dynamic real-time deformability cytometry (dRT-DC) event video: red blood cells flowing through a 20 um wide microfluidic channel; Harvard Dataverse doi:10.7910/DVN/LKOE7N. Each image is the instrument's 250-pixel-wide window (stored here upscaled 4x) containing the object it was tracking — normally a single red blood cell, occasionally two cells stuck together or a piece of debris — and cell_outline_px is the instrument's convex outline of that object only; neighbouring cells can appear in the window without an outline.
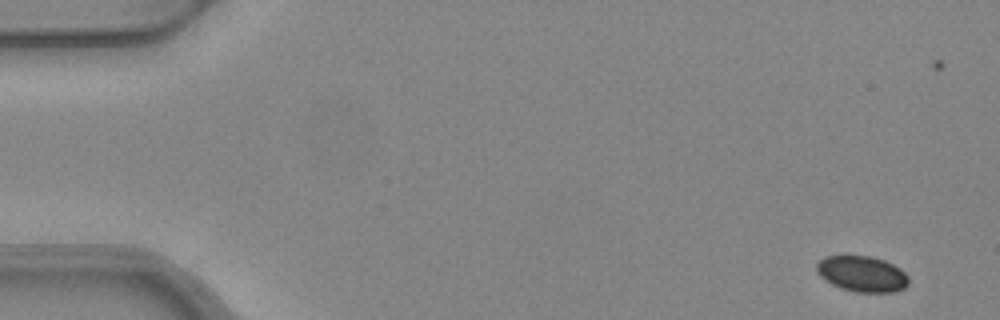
{"species": "common noctule bat (a hibernating species)", "species_latin": "Nyctalus noctula", "temperature_condition": "warm", "stored_images_in_passage": 4, "camera_frame_rate_fps": 3000, "um_per_image_px": 0.085, "animal": {"sex": "female", "body_mass_g": 24.6, "forearm_length_mm": 56.2}, "frame": {"image": 1, "passage_image": 1, "time_ms": 0.0, "image_size_px": [1000, 320], "cell_outline_px": [[908, 284], [904, 288], [896, 292], [856, 292], [840, 288], [832, 284], [820, 276], [816, 272], [816, 264], [824, 256], [844, 252], [872, 256], [884, 260], [900, 268], [908, 276]], "centroid_in_image_um": [73.23, 23.22], "position_along_channel_um": 11.8, "area_um2": 19.94}}
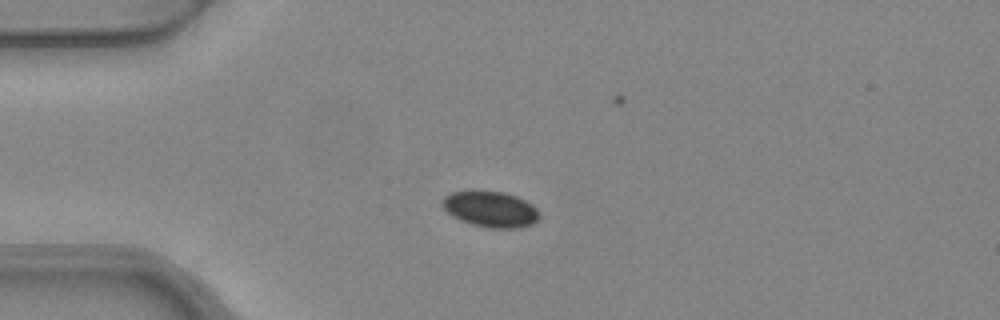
{"frame": {"image": 2, "passage_image": 4, "time_ms": 1.0, "image_size_px": [1000, 320], "cell_outline_px": [[540, 216], [532, 224], [516, 228], [488, 228], [472, 224], [460, 220], [452, 216], [440, 204], [440, 200], [444, 196], [452, 192], [472, 188], [476, 188], [504, 192], [516, 196], [532, 204], [536, 208]], "centroid_in_image_um": [41.63, 17.73], "position_along_channel_um": 43.4, "area_um2": 20.87}}